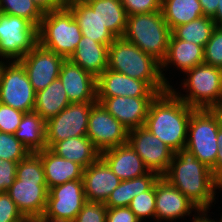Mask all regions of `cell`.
Instances as JSON below:
<instances>
[{
    "instance_id": "ffe728a7",
    "label": "cell",
    "mask_w": 222,
    "mask_h": 222,
    "mask_svg": "<svg viewBox=\"0 0 222 222\" xmlns=\"http://www.w3.org/2000/svg\"><path fill=\"white\" fill-rule=\"evenodd\" d=\"M82 179L85 197L89 202L105 203L111 192L121 183L101 157L84 169Z\"/></svg>"
},
{
    "instance_id": "277c9868",
    "label": "cell",
    "mask_w": 222,
    "mask_h": 222,
    "mask_svg": "<svg viewBox=\"0 0 222 222\" xmlns=\"http://www.w3.org/2000/svg\"><path fill=\"white\" fill-rule=\"evenodd\" d=\"M107 69L145 81L158 94L169 89L162 78L161 63L123 37L109 45Z\"/></svg>"
},
{
    "instance_id": "6da1fadb",
    "label": "cell",
    "mask_w": 222,
    "mask_h": 222,
    "mask_svg": "<svg viewBox=\"0 0 222 222\" xmlns=\"http://www.w3.org/2000/svg\"><path fill=\"white\" fill-rule=\"evenodd\" d=\"M194 110L168 89L157 94L150 103L144 127L177 152L185 148Z\"/></svg>"
},
{
    "instance_id": "cb8c5ba5",
    "label": "cell",
    "mask_w": 222,
    "mask_h": 222,
    "mask_svg": "<svg viewBox=\"0 0 222 222\" xmlns=\"http://www.w3.org/2000/svg\"><path fill=\"white\" fill-rule=\"evenodd\" d=\"M66 7L72 12L75 20L78 22L82 36L92 40L109 45L116 37L106 28L99 19L97 13L85 1H77L66 4Z\"/></svg>"
},
{
    "instance_id": "f1b7e54d",
    "label": "cell",
    "mask_w": 222,
    "mask_h": 222,
    "mask_svg": "<svg viewBox=\"0 0 222 222\" xmlns=\"http://www.w3.org/2000/svg\"><path fill=\"white\" fill-rule=\"evenodd\" d=\"M97 13L106 28L116 37H123L127 14L121 0H87L85 1Z\"/></svg>"
},
{
    "instance_id": "7bdbcfd3",
    "label": "cell",
    "mask_w": 222,
    "mask_h": 222,
    "mask_svg": "<svg viewBox=\"0 0 222 222\" xmlns=\"http://www.w3.org/2000/svg\"><path fill=\"white\" fill-rule=\"evenodd\" d=\"M36 6L43 12H52L66 7L65 0H33Z\"/></svg>"
},
{
    "instance_id": "ab89813d",
    "label": "cell",
    "mask_w": 222,
    "mask_h": 222,
    "mask_svg": "<svg viewBox=\"0 0 222 222\" xmlns=\"http://www.w3.org/2000/svg\"><path fill=\"white\" fill-rule=\"evenodd\" d=\"M24 218L10 196L0 193V222H21Z\"/></svg>"
},
{
    "instance_id": "e0dca14e",
    "label": "cell",
    "mask_w": 222,
    "mask_h": 222,
    "mask_svg": "<svg viewBox=\"0 0 222 222\" xmlns=\"http://www.w3.org/2000/svg\"><path fill=\"white\" fill-rule=\"evenodd\" d=\"M155 97H97V102L128 131L145 124L150 103Z\"/></svg>"
},
{
    "instance_id": "44dd1931",
    "label": "cell",
    "mask_w": 222,
    "mask_h": 222,
    "mask_svg": "<svg viewBox=\"0 0 222 222\" xmlns=\"http://www.w3.org/2000/svg\"><path fill=\"white\" fill-rule=\"evenodd\" d=\"M100 157L121 181L140 177L149 172L141 157L128 142L101 152Z\"/></svg>"
},
{
    "instance_id": "4fadbf2b",
    "label": "cell",
    "mask_w": 222,
    "mask_h": 222,
    "mask_svg": "<svg viewBox=\"0 0 222 222\" xmlns=\"http://www.w3.org/2000/svg\"><path fill=\"white\" fill-rule=\"evenodd\" d=\"M127 142L141 157L150 172L160 177L167 173L175 152L146 127L129 130Z\"/></svg>"
},
{
    "instance_id": "f6af8a7d",
    "label": "cell",
    "mask_w": 222,
    "mask_h": 222,
    "mask_svg": "<svg viewBox=\"0 0 222 222\" xmlns=\"http://www.w3.org/2000/svg\"><path fill=\"white\" fill-rule=\"evenodd\" d=\"M203 9V16L213 17L219 5V0H199Z\"/></svg>"
},
{
    "instance_id": "52a82bcc",
    "label": "cell",
    "mask_w": 222,
    "mask_h": 222,
    "mask_svg": "<svg viewBox=\"0 0 222 222\" xmlns=\"http://www.w3.org/2000/svg\"><path fill=\"white\" fill-rule=\"evenodd\" d=\"M81 38L82 32L78 22L67 7L44 13L38 27L40 45L64 59H69Z\"/></svg>"
},
{
    "instance_id": "8fae6325",
    "label": "cell",
    "mask_w": 222,
    "mask_h": 222,
    "mask_svg": "<svg viewBox=\"0 0 222 222\" xmlns=\"http://www.w3.org/2000/svg\"><path fill=\"white\" fill-rule=\"evenodd\" d=\"M86 202L83 179L65 182L49 189L43 218L47 222H73Z\"/></svg>"
},
{
    "instance_id": "7a4b0ae2",
    "label": "cell",
    "mask_w": 222,
    "mask_h": 222,
    "mask_svg": "<svg viewBox=\"0 0 222 222\" xmlns=\"http://www.w3.org/2000/svg\"><path fill=\"white\" fill-rule=\"evenodd\" d=\"M200 210H210L216 199V182L212 170L186 148L174 153L163 176Z\"/></svg>"
},
{
    "instance_id": "bcb514c9",
    "label": "cell",
    "mask_w": 222,
    "mask_h": 222,
    "mask_svg": "<svg viewBox=\"0 0 222 222\" xmlns=\"http://www.w3.org/2000/svg\"><path fill=\"white\" fill-rule=\"evenodd\" d=\"M209 210H199L195 215H193L192 222H217L214 219L209 218L208 212ZM199 215V216H198ZM219 222H222V219L219 218Z\"/></svg>"
},
{
    "instance_id": "f35d334b",
    "label": "cell",
    "mask_w": 222,
    "mask_h": 222,
    "mask_svg": "<svg viewBox=\"0 0 222 222\" xmlns=\"http://www.w3.org/2000/svg\"><path fill=\"white\" fill-rule=\"evenodd\" d=\"M162 0H121L127 16L161 11Z\"/></svg>"
},
{
    "instance_id": "7dc6e473",
    "label": "cell",
    "mask_w": 222,
    "mask_h": 222,
    "mask_svg": "<svg viewBox=\"0 0 222 222\" xmlns=\"http://www.w3.org/2000/svg\"><path fill=\"white\" fill-rule=\"evenodd\" d=\"M212 20L214 21L215 26L222 27V0H219V5Z\"/></svg>"
},
{
    "instance_id": "8992f818",
    "label": "cell",
    "mask_w": 222,
    "mask_h": 222,
    "mask_svg": "<svg viewBox=\"0 0 222 222\" xmlns=\"http://www.w3.org/2000/svg\"><path fill=\"white\" fill-rule=\"evenodd\" d=\"M170 37L171 29L162 11L127 16L123 38L160 63L167 55Z\"/></svg>"
},
{
    "instance_id": "60d3db41",
    "label": "cell",
    "mask_w": 222,
    "mask_h": 222,
    "mask_svg": "<svg viewBox=\"0 0 222 222\" xmlns=\"http://www.w3.org/2000/svg\"><path fill=\"white\" fill-rule=\"evenodd\" d=\"M17 162L0 159V193L6 192L16 179Z\"/></svg>"
},
{
    "instance_id": "2e32d148",
    "label": "cell",
    "mask_w": 222,
    "mask_h": 222,
    "mask_svg": "<svg viewBox=\"0 0 222 222\" xmlns=\"http://www.w3.org/2000/svg\"><path fill=\"white\" fill-rule=\"evenodd\" d=\"M199 208L193 204L185 195L174 187L163 176L155 183V219L157 222L163 220L174 221L184 216H190L192 211L199 212Z\"/></svg>"
},
{
    "instance_id": "d590c367",
    "label": "cell",
    "mask_w": 222,
    "mask_h": 222,
    "mask_svg": "<svg viewBox=\"0 0 222 222\" xmlns=\"http://www.w3.org/2000/svg\"><path fill=\"white\" fill-rule=\"evenodd\" d=\"M204 63L222 69V27L216 26L204 47Z\"/></svg>"
},
{
    "instance_id": "8d00e7d4",
    "label": "cell",
    "mask_w": 222,
    "mask_h": 222,
    "mask_svg": "<svg viewBox=\"0 0 222 222\" xmlns=\"http://www.w3.org/2000/svg\"><path fill=\"white\" fill-rule=\"evenodd\" d=\"M24 112L0 102V131L15 134Z\"/></svg>"
},
{
    "instance_id": "4dcf8cb0",
    "label": "cell",
    "mask_w": 222,
    "mask_h": 222,
    "mask_svg": "<svg viewBox=\"0 0 222 222\" xmlns=\"http://www.w3.org/2000/svg\"><path fill=\"white\" fill-rule=\"evenodd\" d=\"M161 11L171 30L203 16L199 0H162Z\"/></svg>"
},
{
    "instance_id": "b9f144b4",
    "label": "cell",
    "mask_w": 222,
    "mask_h": 222,
    "mask_svg": "<svg viewBox=\"0 0 222 222\" xmlns=\"http://www.w3.org/2000/svg\"><path fill=\"white\" fill-rule=\"evenodd\" d=\"M106 222H141L129 207L107 208Z\"/></svg>"
},
{
    "instance_id": "681fc988",
    "label": "cell",
    "mask_w": 222,
    "mask_h": 222,
    "mask_svg": "<svg viewBox=\"0 0 222 222\" xmlns=\"http://www.w3.org/2000/svg\"><path fill=\"white\" fill-rule=\"evenodd\" d=\"M21 222H47L43 217H25Z\"/></svg>"
},
{
    "instance_id": "836d02e7",
    "label": "cell",
    "mask_w": 222,
    "mask_h": 222,
    "mask_svg": "<svg viewBox=\"0 0 222 222\" xmlns=\"http://www.w3.org/2000/svg\"><path fill=\"white\" fill-rule=\"evenodd\" d=\"M31 152L14 134L0 131V159L19 162Z\"/></svg>"
},
{
    "instance_id": "d4e9b609",
    "label": "cell",
    "mask_w": 222,
    "mask_h": 222,
    "mask_svg": "<svg viewBox=\"0 0 222 222\" xmlns=\"http://www.w3.org/2000/svg\"><path fill=\"white\" fill-rule=\"evenodd\" d=\"M69 59L97 78L107 69L108 46L82 36Z\"/></svg>"
},
{
    "instance_id": "ac0fdd59",
    "label": "cell",
    "mask_w": 222,
    "mask_h": 222,
    "mask_svg": "<svg viewBox=\"0 0 222 222\" xmlns=\"http://www.w3.org/2000/svg\"><path fill=\"white\" fill-rule=\"evenodd\" d=\"M59 79L71 103L97 101V78L70 59L63 61Z\"/></svg>"
},
{
    "instance_id": "f907efd6",
    "label": "cell",
    "mask_w": 222,
    "mask_h": 222,
    "mask_svg": "<svg viewBox=\"0 0 222 222\" xmlns=\"http://www.w3.org/2000/svg\"><path fill=\"white\" fill-rule=\"evenodd\" d=\"M217 189L222 190V179H220L216 182V193H217ZM220 218L222 219V214H221Z\"/></svg>"
},
{
    "instance_id": "5b68a950",
    "label": "cell",
    "mask_w": 222,
    "mask_h": 222,
    "mask_svg": "<svg viewBox=\"0 0 222 222\" xmlns=\"http://www.w3.org/2000/svg\"><path fill=\"white\" fill-rule=\"evenodd\" d=\"M184 73L186 78L181 85L186 94L172 85L169 87L177 97L194 109H212L222 104L221 68L203 63Z\"/></svg>"
},
{
    "instance_id": "7402d4cb",
    "label": "cell",
    "mask_w": 222,
    "mask_h": 222,
    "mask_svg": "<svg viewBox=\"0 0 222 222\" xmlns=\"http://www.w3.org/2000/svg\"><path fill=\"white\" fill-rule=\"evenodd\" d=\"M204 63V47L181 39H170L168 52L161 62V74L164 82L170 87V82L163 71L172 65L183 73ZM166 68V69H165Z\"/></svg>"
},
{
    "instance_id": "9a60e30c",
    "label": "cell",
    "mask_w": 222,
    "mask_h": 222,
    "mask_svg": "<svg viewBox=\"0 0 222 222\" xmlns=\"http://www.w3.org/2000/svg\"><path fill=\"white\" fill-rule=\"evenodd\" d=\"M65 59L39 43L19 62L23 65L34 90H44L59 78L61 65Z\"/></svg>"
},
{
    "instance_id": "e575fe53",
    "label": "cell",
    "mask_w": 222,
    "mask_h": 222,
    "mask_svg": "<svg viewBox=\"0 0 222 222\" xmlns=\"http://www.w3.org/2000/svg\"><path fill=\"white\" fill-rule=\"evenodd\" d=\"M129 208L141 222L150 217L155 219V185L150 190L135 196Z\"/></svg>"
},
{
    "instance_id": "1f68e13d",
    "label": "cell",
    "mask_w": 222,
    "mask_h": 222,
    "mask_svg": "<svg viewBox=\"0 0 222 222\" xmlns=\"http://www.w3.org/2000/svg\"><path fill=\"white\" fill-rule=\"evenodd\" d=\"M215 27L211 17L201 16L190 23L173 28L170 39H181L205 47Z\"/></svg>"
},
{
    "instance_id": "74e56055",
    "label": "cell",
    "mask_w": 222,
    "mask_h": 222,
    "mask_svg": "<svg viewBox=\"0 0 222 222\" xmlns=\"http://www.w3.org/2000/svg\"><path fill=\"white\" fill-rule=\"evenodd\" d=\"M106 213L104 203L87 201L73 222H106Z\"/></svg>"
},
{
    "instance_id": "d6986e66",
    "label": "cell",
    "mask_w": 222,
    "mask_h": 222,
    "mask_svg": "<svg viewBox=\"0 0 222 222\" xmlns=\"http://www.w3.org/2000/svg\"><path fill=\"white\" fill-rule=\"evenodd\" d=\"M157 94L145 81L110 69L104 70L97 77V97H156Z\"/></svg>"
},
{
    "instance_id": "603a6c76",
    "label": "cell",
    "mask_w": 222,
    "mask_h": 222,
    "mask_svg": "<svg viewBox=\"0 0 222 222\" xmlns=\"http://www.w3.org/2000/svg\"><path fill=\"white\" fill-rule=\"evenodd\" d=\"M36 153L41 157L48 190L65 182L82 179L84 168L81 165L58 156L50 148Z\"/></svg>"
},
{
    "instance_id": "3957f363",
    "label": "cell",
    "mask_w": 222,
    "mask_h": 222,
    "mask_svg": "<svg viewBox=\"0 0 222 222\" xmlns=\"http://www.w3.org/2000/svg\"><path fill=\"white\" fill-rule=\"evenodd\" d=\"M6 193L24 217H43L49 190L41 157L36 152L18 162L16 179Z\"/></svg>"
},
{
    "instance_id": "f546056e",
    "label": "cell",
    "mask_w": 222,
    "mask_h": 222,
    "mask_svg": "<svg viewBox=\"0 0 222 222\" xmlns=\"http://www.w3.org/2000/svg\"><path fill=\"white\" fill-rule=\"evenodd\" d=\"M45 128L46 121L39 114L24 113L14 135L30 152H38L47 148Z\"/></svg>"
},
{
    "instance_id": "83f0119b",
    "label": "cell",
    "mask_w": 222,
    "mask_h": 222,
    "mask_svg": "<svg viewBox=\"0 0 222 222\" xmlns=\"http://www.w3.org/2000/svg\"><path fill=\"white\" fill-rule=\"evenodd\" d=\"M70 103L61 80L57 78L44 90L36 92L34 112L48 121L58 115Z\"/></svg>"
},
{
    "instance_id": "ba28073f",
    "label": "cell",
    "mask_w": 222,
    "mask_h": 222,
    "mask_svg": "<svg viewBox=\"0 0 222 222\" xmlns=\"http://www.w3.org/2000/svg\"><path fill=\"white\" fill-rule=\"evenodd\" d=\"M219 128L218 117L212 109H195L192 112L185 148L210 169L215 166L219 150L217 144Z\"/></svg>"
},
{
    "instance_id": "484cf974",
    "label": "cell",
    "mask_w": 222,
    "mask_h": 222,
    "mask_svg": "<svg viewBox=\"0 0 222 222\" xmlns=\"http://www.w3.org/2000/svg\"><path fill=\"white\" fill-rule=\"evenodd\" d=\"M50 149L58 156L77 163L84 169L100 157V152L87 136L67 138L56 142Z\"/></svg>"
},
{
    "instance_id": "30bf717a",
    "label": "cell",
    "mask_w": 222,
    "mask_h": 222,
    "mask_svg": "<svg viewBox=\"0 0 222 222\" xmlns=\"http://www.w3.org/2000/svg\"><path fill=\"white\" fill-rule=\"evenodd\" d=\"M36 91L19 61H4L0 70V102L24 113L34 111Z\"/></svg>"
},
{
    "instance_id": "9c48e42d",
    "label": "cell",
    "mask_w": 222,
    "mask_h": 222,
    "mask_svg": "<svg viewBox=\"0 0 222 222\" xmlns=\"http://www.w3.org/2000/svg\"><path fill=\"white\" fill-rule=\"evenodd\" d=\"M37 44V26L23 17L0 14V58L3 57V61H20Z\"/></svg>"
},
{
    "instance_id": "4316f807",
    "label": "cell",
    "mask_w": 222,
    "mask_h": 222,
    "mask_svg": "<svg viewBox=\"0 0 222 222\" xmlns=\"http://www.w3.org/2000/svg\"><path fill=\"white\" fill-rule=\"evenodd\" d=\"M159 177L158 174L149 171L140 177L121 181L111 192L104 205L107 208L129 207L132 199L142 192L150 190Z\"/></svg>"
},
{
    "instance_id": "7c38bea8",
    "label": "cell",
    "mask_w": 222,
    "mask_h": 222,
    "mask_svg": "<svg viewBox=\"0 0 222 222\" xmlns=\"http://www.w3.org/2000/svg\"><path fill=\"white\" fill-rule=\"evenodd\" d=\"M94 102L70 103L58 115L46 121L47 148L70 137L87 135L88 118Z\"/></svg>"
},
{
    "instance_id": "ee69618b",
    "label": "cell",
    "mask_w": 222,
    "mask_h": 222,
    "mask_svg": "<svg viewBox=\"0 0 222 222\" xmlns=\"http://www.w3.org/2000/svg\"><path fill=\"white\" fill-rule=\"evenodd\" d=\"M217 144L219 150L216 155V163L215 166L211 169L214 178L218 181L222 179V129L219 128L217 134Z\"/></svg>"
},
{
    "instance_id": "d6a6232c",
    "label": "cell",
    "mask_w": 222,
    "mask_h": 222,
    "mask_svg": "<svg viewBox=\"0 0 222 222\" xmlns=\"http://www.w3.org/2000/svg\"><path fill=\"white\" fill-rule=\"evenodd\" d=\"M0 10L3 14L26 18L37 27L44 16L33 0H0Z\"/></svg>"
},
{
    "instance_id": "f5cc1de1",
    "label": "cell",
    "mask_w": 222,
    "mask_h": 222,
    "mask_svg": "<svg viewBox=\"0 0 222 222\" xmlns=\"http://www.w3.org/2000/svg\"><path fill=\"white\" fill-rule=\"evenodd\" d=\"M3 59H0V70H1V67H2V65H3Z\"/></svg>"
},
{
    "instance_id": "816d5d0a",
    "label": "cell",
    "mask_w": 222,
    "mask_h": 222,
    "mask_svg": "<svg viewBox=\"0 0 222 222\" xmlns=\"http://www.w3.org/2000/svg\"><path fill=\"white\" fill-rule=\"evenodd\" d=\"M77 1H87V0H65L66 4L72 3V2H77Z\"/></svg>"
},
{
    "instance_id": "5bb4252c",
    "label": "cell",
    "mask_w": 222,
    "mask_h": 222,
    "mask_svg": "<svg viewBox=\"0 0 222 222\" xmlns=\"http://www.w3.org/2000/svg\"><path fill=\"white\" fill-rule=\"evenodd\" d=\"M128 129L117 121L100 102H94L88 118L87 137L101 153L127 143Z\"/></svg>"
},
{
    "instance_id": "c3c4849f",
    "label": "cell",
    "mask_w": 222,
    "mask_h": 222,
    "mask_svg": "<svg viewBox=\"0 0 222 222\" xmlns=\"http://www.w3.org/2000/svg\"><path fill=\"white\" fill-rule=\"evenodd\" d=\"M212 110L215 112L216 116L218 117L220 128L222 129V104L213 107Z\"/></svg>"
}]
</instances>
